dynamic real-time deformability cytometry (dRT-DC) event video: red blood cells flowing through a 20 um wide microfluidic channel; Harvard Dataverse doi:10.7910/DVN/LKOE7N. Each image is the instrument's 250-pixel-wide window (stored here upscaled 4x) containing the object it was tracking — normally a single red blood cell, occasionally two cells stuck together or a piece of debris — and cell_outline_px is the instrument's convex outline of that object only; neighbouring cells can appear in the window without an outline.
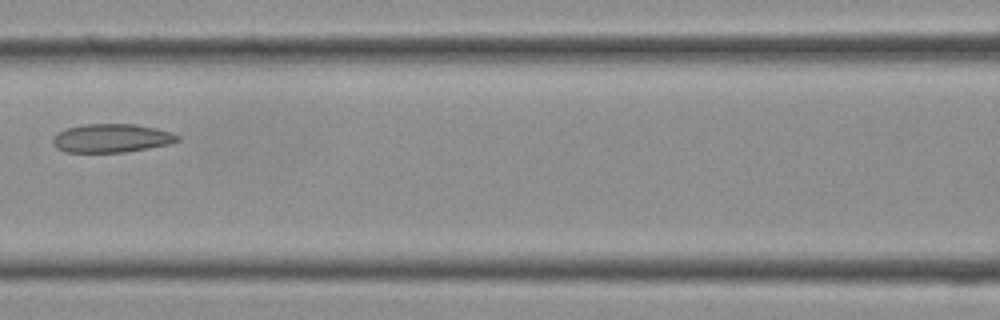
{"species": "Egyptian fruit bat (a non-hibernating species)", "species_latin": "Rousettus aegyptiacus", "temperature_condition": "cold", "stored_images_in_passage": 9, "camera_frame_rate_fps": 3000, "um_per_image_px": 0.085, "frame": {"image": 1, "passage_image": 6, "time_ms": 1.667, "image_size_px": [1000, 320], "cell_outline_px": [[180, 140], [172, 144], [124, 152], [64, 152], [56, 148], [52, 144], [52, 136], [68, 128], [84, 124], [136, 124], [156, 128], [172, 132], [180, 136]], "centroid_in_image_um": [9.5, 11.75], "position_along_channel_um": 157.1, "area_um2": 20.92}}
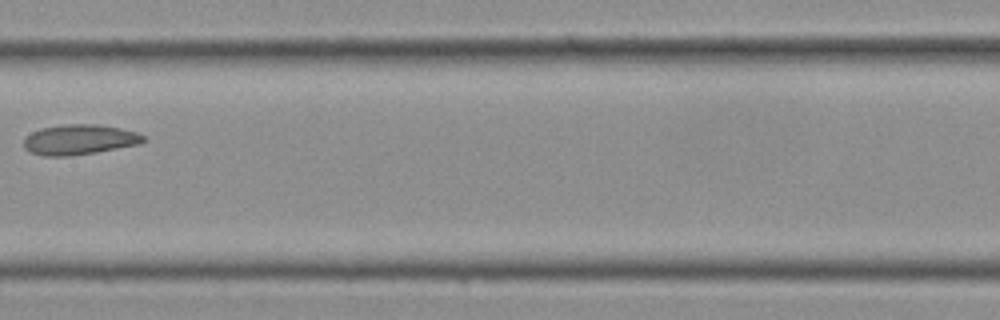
{"frame": {"image": 2, "passage_image": 8, "time_ms": 2.333, "image_size_px": [1000, 320], "cell_outline_px": [[148, 140], [140, 144], [96, 152], [68, 156], [44, 156], [28, 152], [24, 148], [24, 140], [32, 132], [40, 128], [64, 124], [96, 124], [120, 128], [136, 132], [148, 136]], "centroid_in_image_um": [6.78, 11.87], "position_along_channel_um": 200.6, "area_um2": 21.21}}